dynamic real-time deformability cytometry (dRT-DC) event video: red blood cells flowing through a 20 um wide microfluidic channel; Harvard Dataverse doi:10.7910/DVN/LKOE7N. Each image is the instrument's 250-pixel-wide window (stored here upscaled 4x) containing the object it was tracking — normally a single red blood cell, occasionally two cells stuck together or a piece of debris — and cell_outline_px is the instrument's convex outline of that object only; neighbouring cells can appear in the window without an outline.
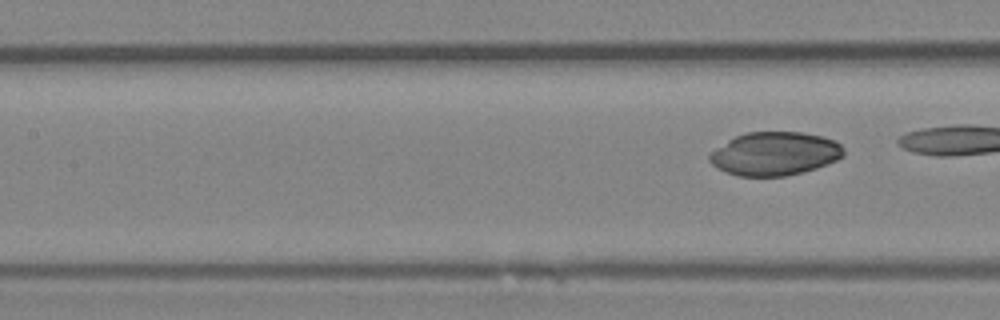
{"species": "Egyptian fruit bat (a non-hibernating species)", "species_latin": "Rousettus aegyptiacus", "temperature_condition": "room temperature", "stored_images_in_passage": 7, "segment_of_instrument_passage": [2, 2], "camera_frame_rate_fps": 3000, "um_per_image_px": 0.085, "animal": {"sex": "female"}, "frame": {"image": 1, "passage_image": 7, "time_ms": 7.667, "image_size_px": [1000, 320], "cell_outline_px": [[844, 156], [828, 164], [816, 168], [784, 176], [740, 176], [724, 172], [716, 168], [708, 160], [708, 152], [728, 140], [736, 136], [748, 132], [800, 132], [820, 136], [836, 140], [844, 148]], "centroid_in_image_um": [65.82, 13.06], "position_along_channel_um": 141.6, "area_um2": 34.1}}